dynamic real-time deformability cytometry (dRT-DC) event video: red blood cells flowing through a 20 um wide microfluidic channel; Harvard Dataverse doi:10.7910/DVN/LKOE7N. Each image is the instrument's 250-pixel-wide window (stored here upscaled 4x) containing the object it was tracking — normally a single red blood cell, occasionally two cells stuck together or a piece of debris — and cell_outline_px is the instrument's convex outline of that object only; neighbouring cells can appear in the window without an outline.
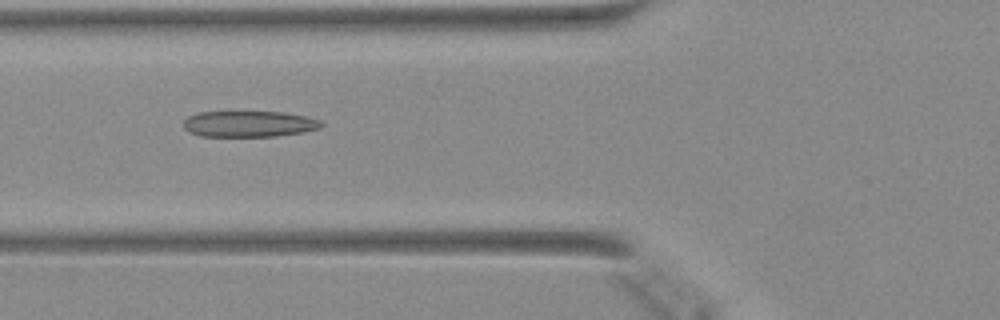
{"species": "Egyptian fruit bat (a non-hibernating species)", "species_latin": "Rousettus aegyptiacus", "temperature_condition": "warm", "stored_images_in_passage": 29, "camera_frame_rate_fps": 3000, "um_per_image_px": 0.085, "animal": {"sex": "female"}, "frame": {"image": 1, "passage_image": 4, "time_ms": 1.0, "image_size_px": [1000, 320], "cell_outline_px": [[324, 124], [320, 128], [304, 132], [276, 136], [200, 136], [188, 132], [184, 128], [184, 120], [188, 116], [200, 112], [280, 112], [308, 116], [320, 120]], "centroid_in_image_um": [21.18, 10.53], "position_along_channel_um": 104.6, "area_um2": 20.98}}
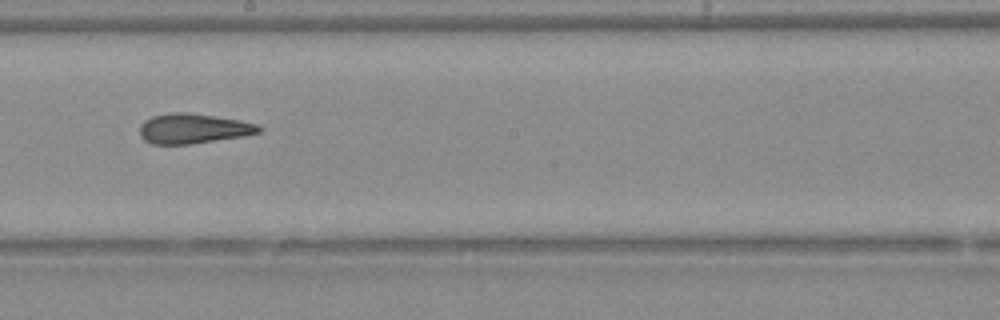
{"frame": {"image": 2, "passage_image": 13, "time_ms": 4.0, "image_size_px": [1000, 320], "cell_outline_px": [[264, 128], [260, 132], [244, 136], [192, 144], [152, 144], [144, 140], [140, 136], [140, 124], [144, 120], [152, 116], [168, 112], [188, 112], [240, 120], [256, 124]], "centroid_in_image_um": [16.41, 10.92], "position_along_channel_um": 231.8, "area_um2": 20.98}}
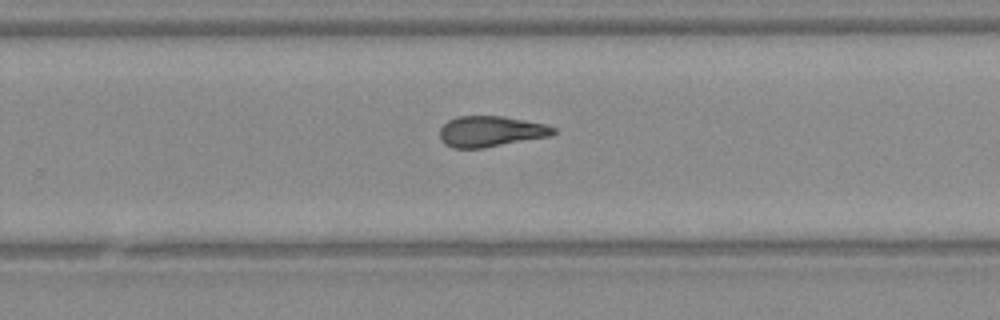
{"frame": {"image": 3, "passage_image": 17, "time_ms": 5.333, "image_size_px": [1000, 320], "cell_outline_px": [[556, 132], [552, 136], [480, 148], [452, 148], [444, 144], [440, 140], [440, 128], [448, 120], [456, 116], [504, 116], [548, 124], [556, 128]], "centroid_in_image_um": [41.73, 11.16], "position_along_channel_um": 288.1, "area_um2": 20.58}}